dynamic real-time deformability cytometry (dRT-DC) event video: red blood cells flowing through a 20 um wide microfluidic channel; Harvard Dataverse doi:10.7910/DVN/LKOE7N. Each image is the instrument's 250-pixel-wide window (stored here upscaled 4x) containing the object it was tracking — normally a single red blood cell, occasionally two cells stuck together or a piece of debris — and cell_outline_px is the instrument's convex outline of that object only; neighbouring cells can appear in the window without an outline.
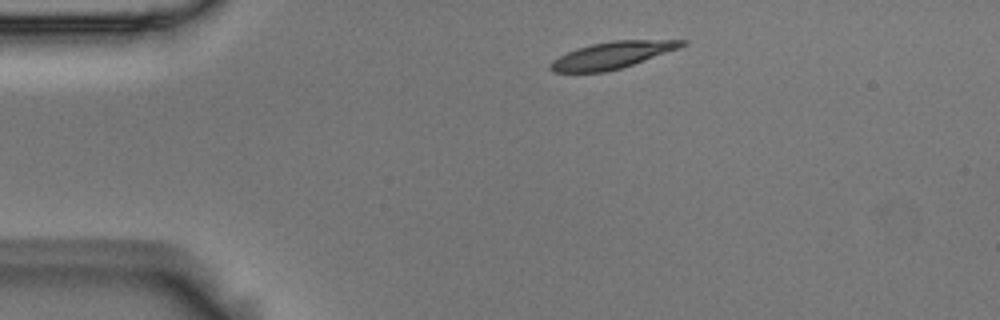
{"species": "Egyptian fruit bat (a non-hibernating species)", "species_latin": "Rousettus aegyptiacus", "temperature_condition": "room temperature", "stored_images_in_passage": 8, "camera_frame_rate_fps": 3000, "um_per_image_px": 0.085, "animal": {"sex": "male"}, "frame": {"image": 1, "passage_image": 1, "time_ms": 0.0, "image_size_px": [1000, 320], "cell_outline_px": [[688, 44], [680, 48], [620, 68], [604, 72], [552, 72], [548, 68], [548, 64], [552, 60], [576, 48], [592, 44], [612, 40], [688, 40]], "centroid_in_image_um": [52.02, 4.68], "position_along_channel_um": 33.0, "area_um2": 20.46}}
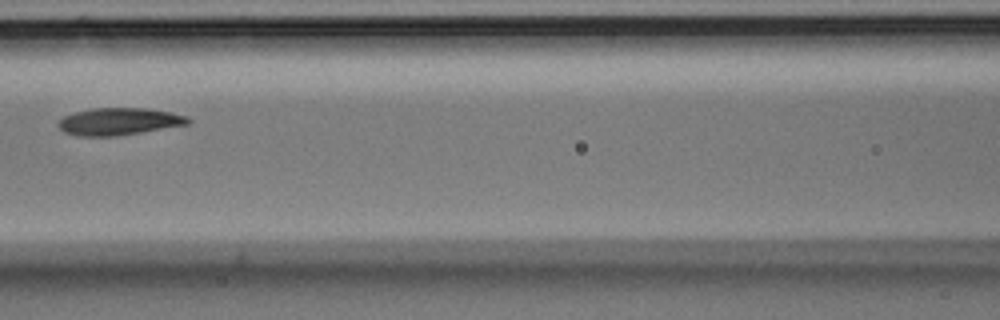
{"frame": {"image": 2, "passage_image": 5, "time_ms": 1.333, "image_size_px": [1000, 320], "cell_outline_px": [[192, 120], [188, 124], [116, 136], [76, 136], [64, 132], [56, 124], [64, 116], [76, 112], [92, 108], [144, 108], [168, 112], [184, 116]], "centroid_in_image_um": [10.06, 10.33], "position_along_channel_um": 156.5, "area_um2": 20.29}}
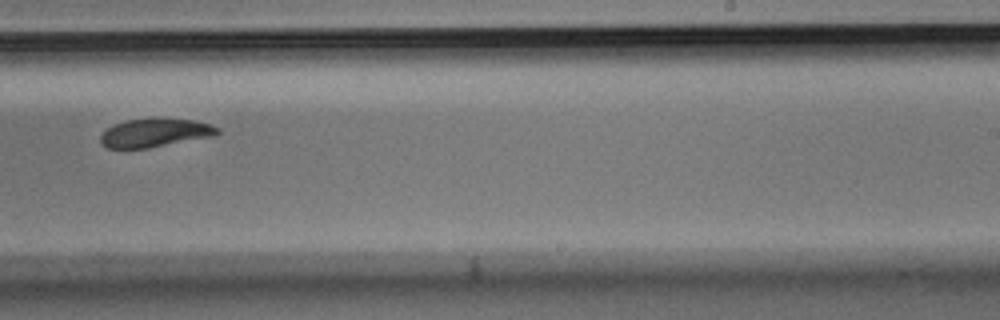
{"frame": {"image": 3, "passage_image": 8, "time_ms": 2.333, "image_size_px": [1000, 320], "cell_outline_px": [[220, 132], [216, 136], [148, 148], [108, 148], [100, 140], [100, 136], [112, 124], [124, 120], [156, 116], [196, 120], [212, 124], [220, 128]], "centroid_in_image_um": [13.24, 11.24], "position_along_channel_um": 275.8, "area_um2": 20.11}}